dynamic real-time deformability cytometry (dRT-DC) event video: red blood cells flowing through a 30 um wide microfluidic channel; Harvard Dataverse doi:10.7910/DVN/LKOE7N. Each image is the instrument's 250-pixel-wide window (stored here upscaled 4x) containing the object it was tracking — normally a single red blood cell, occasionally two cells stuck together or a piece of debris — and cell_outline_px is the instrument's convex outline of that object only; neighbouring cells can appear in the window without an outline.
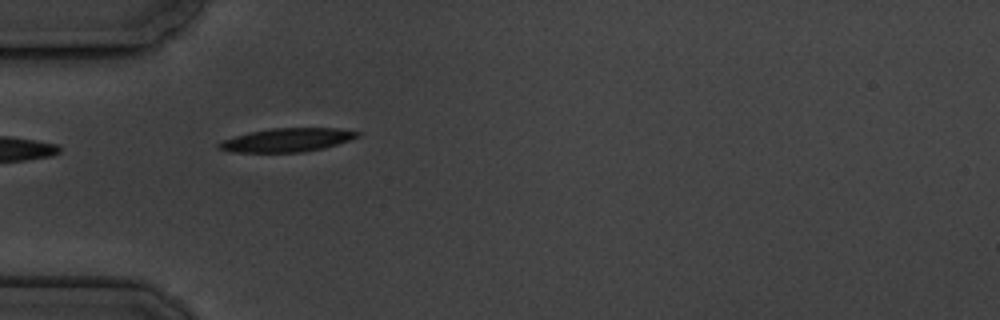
{"species": "common noctule bat (a hibernating species)", "species_latin": "Nyctalus noctula", "temperature_condition": "cold", "stored_images_in_passage": 4, "camera_frame_rate_fps": 3000, "um_per_image_px": 0.085, "animal": {"sex": "male", "body_mass_g": 19.5, "forearm_length_mm": 54.6}, "frame": {"image": 1, "passage_image": 3, "time_ms": 2.333, "image_size_px": [1000, 320], "cell_outline_px": [[364, 132], [360, 136], [352, 140], [324, 148], [304, 152], [232, 152], [216, 148], [216, 144], [220, 140], [248, 132], [272, 128], [340, 128]], "centroid_in_image_um": [24.42, 11.89], "position_along_channel_um": 60.6, "area_um2": 19.48}}